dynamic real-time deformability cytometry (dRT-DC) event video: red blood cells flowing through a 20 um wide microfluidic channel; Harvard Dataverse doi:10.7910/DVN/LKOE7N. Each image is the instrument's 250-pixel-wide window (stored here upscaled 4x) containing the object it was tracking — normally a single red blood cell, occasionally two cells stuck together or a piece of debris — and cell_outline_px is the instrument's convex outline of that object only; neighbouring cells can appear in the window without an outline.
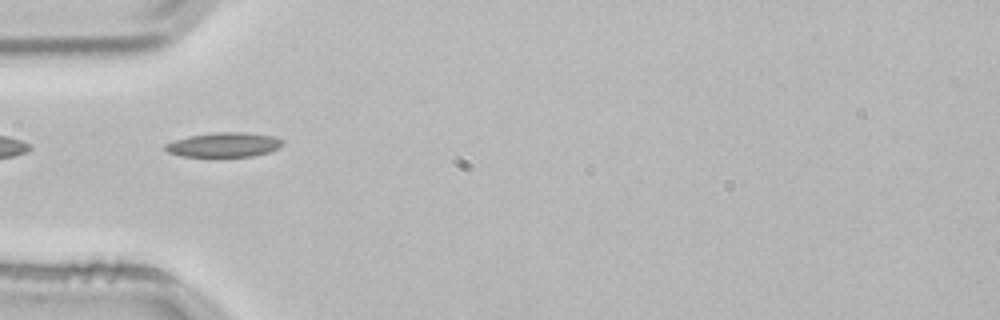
{"species": "common noctule bat (a hibernating species)", "species_latin": "Nyctalus noctula", "temperature_condition": "room temperature", "stored_images_in_passage": 2, "camera_frame_rate_fps": 3000, "um_per_image_px": 0.085, "animal": {"sex": "male", "body_mass_g": 21.5, "forearm_length_mm": 52.0}, "frame": {"image": 1, "passage_image": 1, "time_ms": 0.0, "image_size_px": [1000, 320], "cell_outline_px": [[284, 144], [268, 152], [252, 156], [216, 160], [208, 160], [180, 156], [168, 152], [164, 148], [164, 144], [188, 136], [216, 132], [244, 132], [272, 136], [284, 140]], "centroid_in_image_um": [18.97, 12.37], "position_along_channel_um": 66.0, "area_um2": 17.74}}